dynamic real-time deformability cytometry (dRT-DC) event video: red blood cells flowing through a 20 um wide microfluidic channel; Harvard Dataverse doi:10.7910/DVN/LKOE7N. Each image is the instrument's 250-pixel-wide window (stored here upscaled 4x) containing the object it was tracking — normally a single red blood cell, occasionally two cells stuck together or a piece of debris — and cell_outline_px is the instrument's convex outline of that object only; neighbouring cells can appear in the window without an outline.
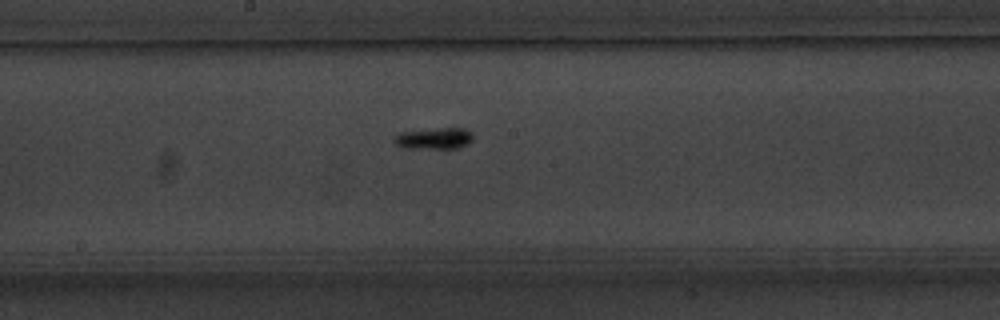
{"species": "common noctule bat (a hibernating species)", "species_latin": "Nyctalus noctula", "temperature_condition": "warm", "stored_images_in_passage": 41, "camera_frame_rate_fps": 3000, "um_per_image_px": 0.085, "animal": {"sex": "male", "body_mass_g": 20.1, "forearm_length_mm": 53.5}, "frame": {"image": 1, "passage_image": 17, "time_ms": 5.333, "image_size_px": [1000, 320], "cell_outline_px": [[472, 140], [468, 144], [460, 148], [404, 148], [396, 144], [392, 140], [392, 136], [400, 132], [436, 128], [464, 128], [472, 132]], "centroid_in_image_um": [36.88, 11.76], "position_along_channel_um": 211.3, "area_um2": 10.0}}